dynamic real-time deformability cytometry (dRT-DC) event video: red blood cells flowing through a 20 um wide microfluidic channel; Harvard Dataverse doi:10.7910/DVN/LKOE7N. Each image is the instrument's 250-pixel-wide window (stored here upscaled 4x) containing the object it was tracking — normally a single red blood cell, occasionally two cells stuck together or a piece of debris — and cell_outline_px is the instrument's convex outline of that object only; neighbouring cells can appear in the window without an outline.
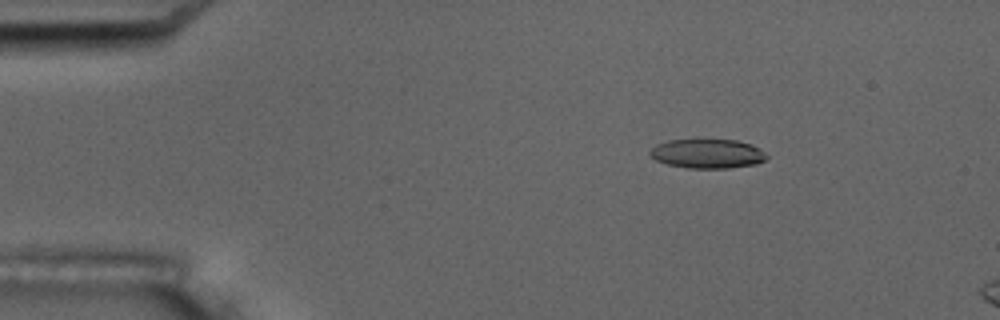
{"species": "common noctule bat (a hibernating species)", "species_latin": "Nyctalus noctula", "temperature_condition": "room temperature", "stored_images_in_passage": 4, "camera_frame_rate_fps": 3000, "um_per_image_px": 0.085, "animal": {"sex": "male", "body_mass_g": 17.5, "forearm_length_mm": 52.3}, "frame": {"image": 1, "passage_image": 2, "time_ms": 1.333, "image_size_px": [1000, 320], "cell_outline_px": [[768, 156], [764, 160], [756, 164], [728, 168], [688, 168], [668, 164], [656, 160], [648, 156], [648, 152], [656, 144], [668, 140], [736, 140], [752, 144], [760, 148]], "centroid_in_image_um": [60.12, 13.06], "position_along_channel_um": 24.9, "area_um2": 19.94}}